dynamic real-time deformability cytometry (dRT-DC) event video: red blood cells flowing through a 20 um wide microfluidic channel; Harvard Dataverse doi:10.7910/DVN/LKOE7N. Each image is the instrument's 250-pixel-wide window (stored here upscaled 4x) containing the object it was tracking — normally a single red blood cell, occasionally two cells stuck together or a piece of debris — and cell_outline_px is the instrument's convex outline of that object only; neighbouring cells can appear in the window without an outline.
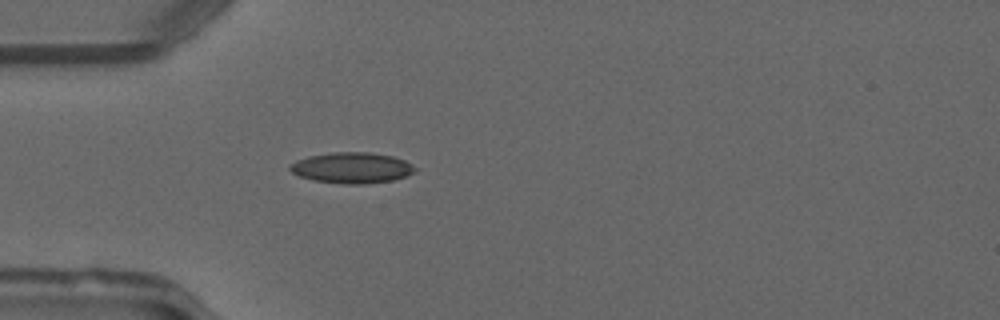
{"species": "common noctule bat (a hibernating species)", "species_latin": "Nyctalus noctula", "temperature_condition": "warm", "stored_images_in_passage": 32, "camera_frame_rate_fps": 3000, "um_per_image_px": 0.085, "animal": {"sex": "male", "forearm_length_mm": 52.5}, "frame": {"image": 1, "passage_image": 6, "time_ms": 1.667, "image_size_px": [1000, 320], "cell_outline_px": [[416, 172], [408, 176], [392, 180], [364, 184], [344, 184], [312, 180], [300, 176], [292, 172], [288, 168], [296, 160], [308, 156], [332, 152], [368, 152], [392, 156], [404, 160], [416, 168]], "centroid_in_image_um": [29.92, 14.26], "position_along_channel_um": 55.1, "area_um2": 22.48}}
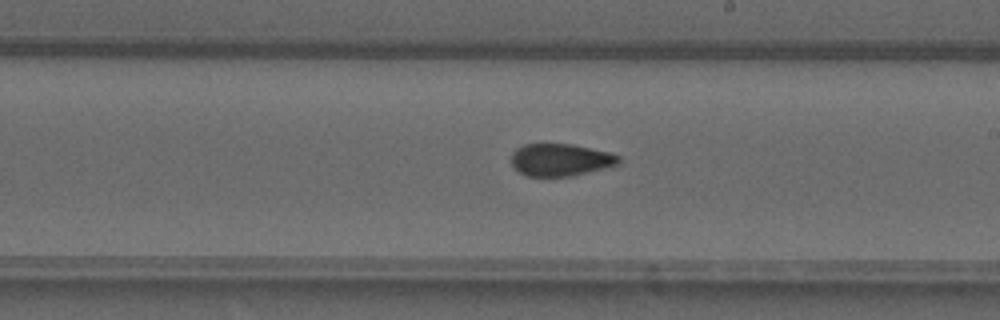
{"frame": {"image": 2, "passage_image": 20, "time_ms": 6.333, "image_size_px": [1000, 320], "cell_outline_px": [[620, 160], [616, 164], [604, 168], [572, 176], [528, 176], [520, 172], [512, 164], [512, 152], [516, 148], [524, 144], [572, 144], [608, 152], [620, 156]], "centroid_in_image_um": [47.62, 13.58], "position_along_channel_um": 241.4, "area_um2": 20.0}}
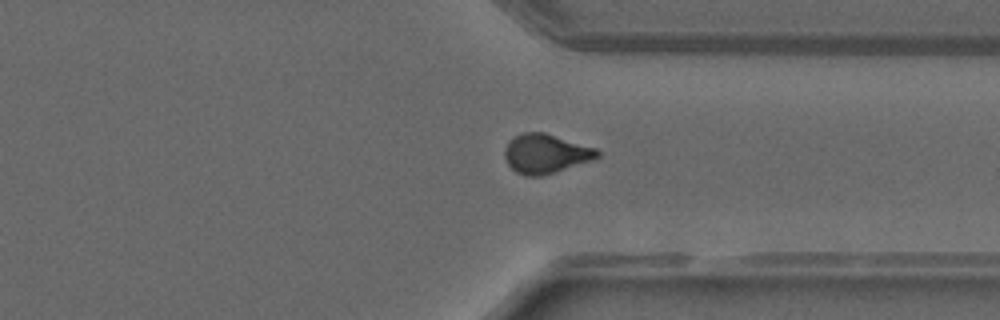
{"frame": {"image": 3, "passage_image": 29, "time_ms": 9.333, "image_size_px": [1000, 320], "cell_outline_px": [[600, 156], [592, 160], [540, 176], [524, 176], [516, 172], [508, 164], [504, 156], [504, 148], [516, 136], [524, 132], [544, 132], [596, 148], [600, 152]], "centroid_in_image_um": [46.38, 13.06], "position_along_channel_um": 365.0, "area_um2": 20.92}}